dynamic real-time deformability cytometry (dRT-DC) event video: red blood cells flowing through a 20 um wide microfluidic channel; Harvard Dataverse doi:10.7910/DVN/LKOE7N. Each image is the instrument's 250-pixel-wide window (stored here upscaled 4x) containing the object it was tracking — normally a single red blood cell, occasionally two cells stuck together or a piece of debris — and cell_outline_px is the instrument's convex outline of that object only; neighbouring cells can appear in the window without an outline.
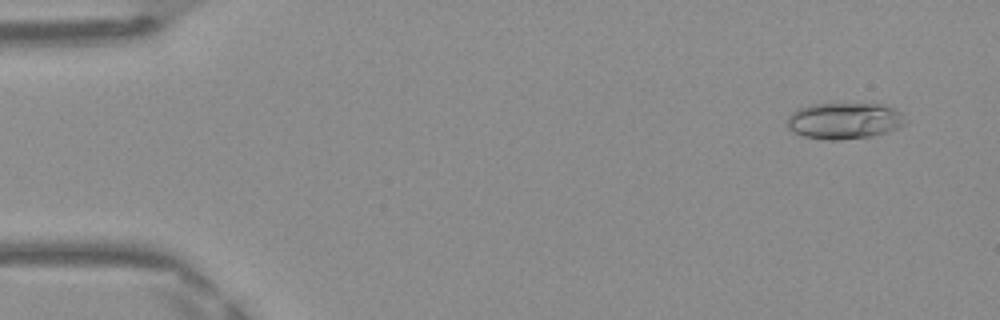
{"species": "Egyptian fruit bat (a non-hibernating species)", "species_latin": "Rousettus aegyptiacus", "temperature_condition": "warm", "stored_images_in_passage": 37, "camera_frame_rate_fps": 3000, "um_per_image_px": 0.085, "frame": {"image": 1, "passage_image": 1, "time_ms": 0.0, "image_size_px": [1000, 320], "cell_outline_px": [[908, 120], [904, 124], [896, 128], [872, 136], [836, 140], [828, 140], [804, 136], [788, 128], [788, 116], [796, 108], [812, 104], [884, 104], [900, 112]], "centroid_in_image_um": [71.76, 10.25], "position_along_channel_um": 13.2, "area_um2": 24.85}}
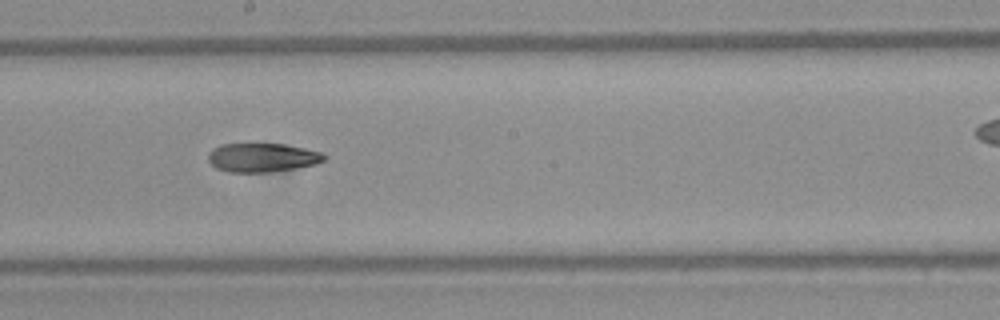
{"frame": {"image": 2, "passage_image": 15, "time_ms": 4.667, "image_size_px": [1000, 320], "cell_outline_px": [[328, 156], [324, 160], [316, 164], [296, 168], [272, 172], [228, 172], [216, 168], [208, 160], [208, 156], [220, 144], [284, 144], [304, 148], [320, 152]], "centroid_in_image_um": [22.33, 13.4], "position_along_channel_um": 225.9, "area_um2": 19.36}}
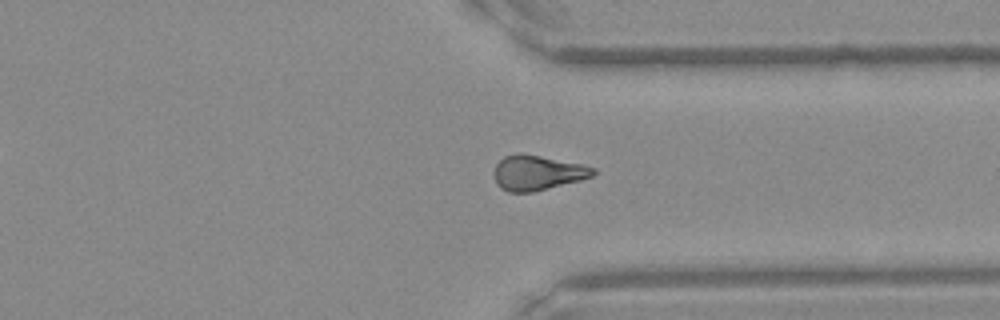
{"frame": {"image": 3, "passage_image": 25, "time_ms": 8.0, "image_size_px": [1000, 320], "cell_outline_px": [[596, 172], [592, 176], [580, 180], [532, 192], [508, 192], [500, 188], [496, 180], [496, 164], [504, 156], [520, 152], [580, 164], [596, 168]], "centroid_in_image_um": [45.68, 14.68], "position_along_channel_um": 365.7, "area_um2": 19.83}}